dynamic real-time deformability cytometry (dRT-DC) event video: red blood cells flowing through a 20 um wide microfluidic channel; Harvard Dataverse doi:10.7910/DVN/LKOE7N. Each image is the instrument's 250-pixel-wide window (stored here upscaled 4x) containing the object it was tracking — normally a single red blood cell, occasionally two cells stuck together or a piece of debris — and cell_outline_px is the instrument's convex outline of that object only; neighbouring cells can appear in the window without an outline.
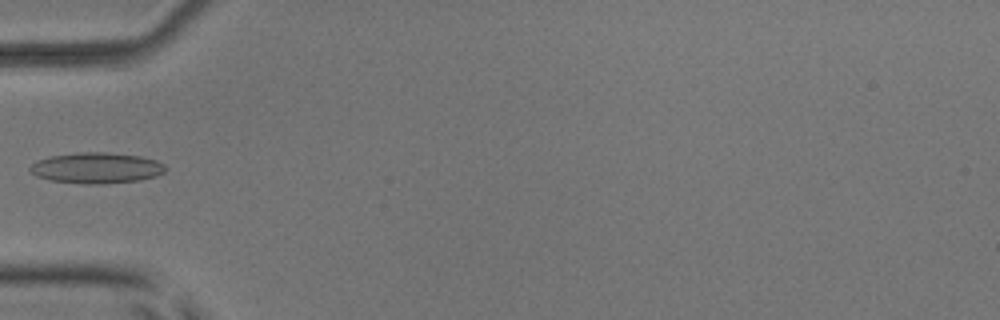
{"species": "common noctule bat (a hibernating species)", "species_latin": "Nyctalus noctula", "temperature_condition": "room temperature", "stored_images_in_passage": 1, "camera_frame_rate_fps": 3000, "um_per_image_px": 0.085, "animal": {"sex": "male", "body_mass_g": 17.9, "forearm_length_mm": 54.2}, "frame": {"image": 1, "passage_image": 1, "time_ms": 0.0, "image_size_px": [1000, 320], "cell_outline_px": [[168, 168], [164, 172], [156, 176], [140, 180], [104, 184], [84, 184], [52, 180], [36, 176], [28, 168], [36, 160], [48, 156], [80, 152], [108, 152], [140, 156], [156, 160], [164, 164]], "centroid_in_image_um": [8.21, 14.27], "position_along_channel_um": 76.8, "area_um2": 24.51}}